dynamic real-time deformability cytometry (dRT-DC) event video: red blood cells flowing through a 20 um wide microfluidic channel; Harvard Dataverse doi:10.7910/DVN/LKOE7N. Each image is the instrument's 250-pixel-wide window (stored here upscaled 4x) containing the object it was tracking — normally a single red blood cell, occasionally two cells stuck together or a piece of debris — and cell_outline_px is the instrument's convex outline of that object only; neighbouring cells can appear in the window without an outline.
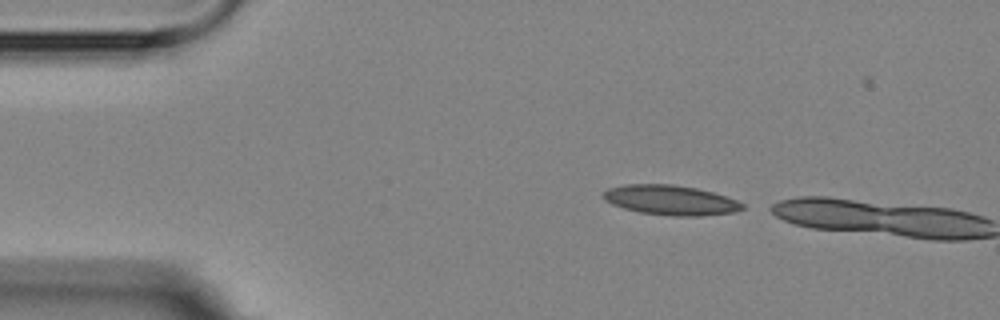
{"species": "Egyptian fruit bat (a non-hibernating species)", "species_latin": "Rousettus aegyptiacus", "temperature_condition": "room temperature", "stored_images_in_passage": 2, "camera_frame_rate_fps": 3000, "um_per_image_px": 0.085, "animal": {"sex": "female"}, "frame": {"image": 1, "passage_image": 1, "time_ms": 0.0, "image_size_px": [1000, 320], "cell_outline_px": [[744, 208], [732, 212], [700, 216], [676, 216], [640, 212], [624, 208], [612, 204], [604, 200], [604, 192], [608, 188], [624, 184], [672, 184], [696, 188], [712, 192], [736, 200], [744, 204]], "centroid_in_image_um": [56.98, 17.0], "position_along_channel_um": 28.0, "area_um2": 23.93}}